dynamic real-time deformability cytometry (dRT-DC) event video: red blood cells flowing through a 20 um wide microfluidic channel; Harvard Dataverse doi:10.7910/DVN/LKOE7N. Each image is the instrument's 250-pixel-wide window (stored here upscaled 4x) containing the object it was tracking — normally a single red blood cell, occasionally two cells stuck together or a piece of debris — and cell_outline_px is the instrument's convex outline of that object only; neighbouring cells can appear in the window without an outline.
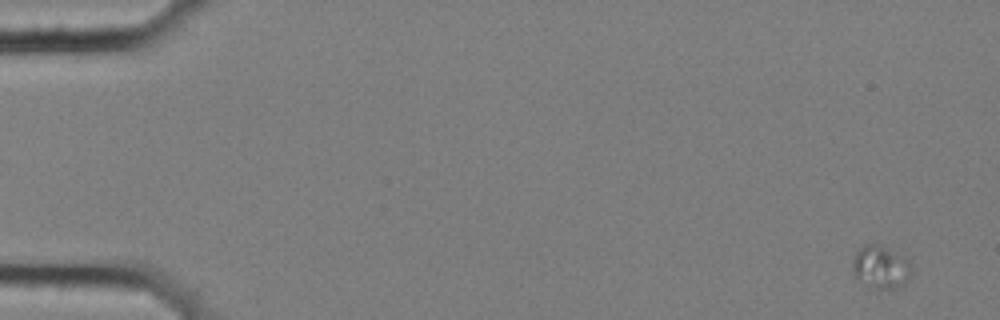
{"species": "common noctule bat (a hibernating species)", "species_latin": "Nyctalus noctula", "temperature_condition": "cold", "stored_images_in_passage": 5, "camera_frame_rate_fps": 3000, "um_per_image_px": 0.085, "animal": {"sex": "female", "body_mass_g": 25.1}, "frame": {"image": 1, "passage_image": 5, "time_ms": 1.333, "image_size_px": [1000, 320], "cell_outline_px": [[908, 276], [904, 284], [896, 288], [868, 288], [852, 272], [852, 260], [856, 252], [864, 244], [880, 244], [904, 260], [908, 264]], "centroid_in_image_um": [74.74, 22.72], "position_along_channel_um": 10.3, "area_um2": 14.05}}